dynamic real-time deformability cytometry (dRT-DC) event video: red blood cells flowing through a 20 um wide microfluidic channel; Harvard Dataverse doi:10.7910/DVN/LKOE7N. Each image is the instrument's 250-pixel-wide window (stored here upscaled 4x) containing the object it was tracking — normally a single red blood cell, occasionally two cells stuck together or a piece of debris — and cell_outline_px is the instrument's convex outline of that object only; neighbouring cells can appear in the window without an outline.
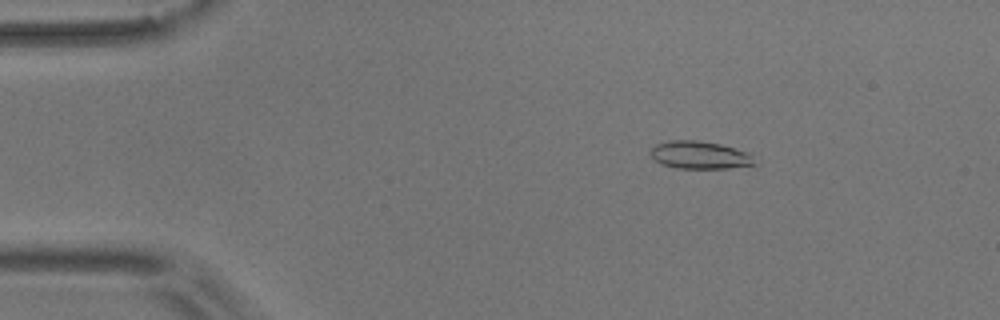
{"species": "common noctule bat (a hibernating species)", "species_latin": "Nyctalus noctula", "temperature_condition": "room temperature", "stored_images_in_passage": 47, "camera_frame_rate_fps": 3000, "um_per_image_px": 0.085, "animal": {"sex": "male", "body_mass_g": 17.9}, "frame": {"image": 1, "passage_image": 1, "time_ms": 0.0, "image_size_px": [1000, 320], "cell_outline_px": [[760, 164], [728, 168], [676, 168], [660, 164], [648, 152], [656, 144], [668, 140], [696, 140], [720, 144], [752, 152]], "centroid_in_image_um": [59.56, 13.18], "position_along_channel_um": 25.4, "area_um2": 17.22}}
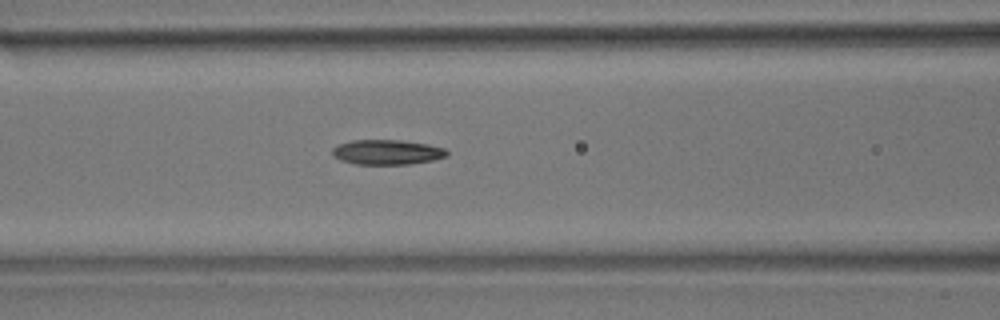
{"frame": {"image": 2, "passage_image": 15, "time_ms": 4.667, "image_size_px": [1000, 320], "cell_outline_px": [[448, 156], [432, 160], [408, 164], [356, 164], [340, 160], [332, 156], [332, 148], [336, 144], [352, 140], [400, 140], [428, 144], [444, 148], [448, 152]], "centroid_in_image_um": [32.86, 12.93], "position_along_channel_um": 133.7, "area_um2": 16.7}}
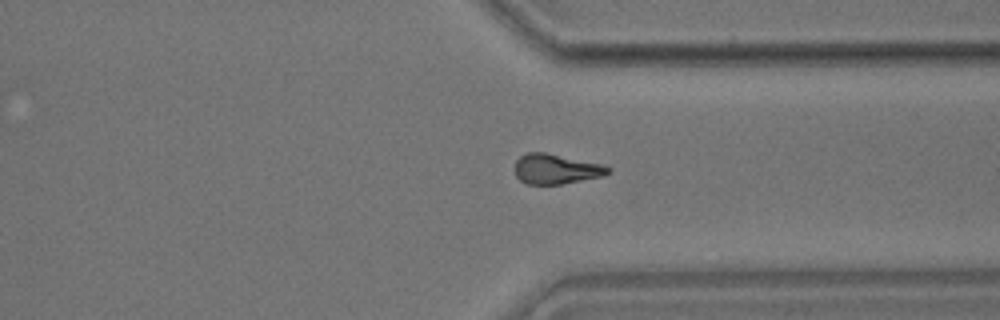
{"frame": {"image": 3, "passage_image": 34, "time_ms": 11.0, "image_size_px": [1000, 320], "cell_outline_px": [[612, 172], [604, 176], [560, 184], [528, 184], [520, 180], [516, 176], [516, 160], [520, 156], [528, 152], [544, 152], [604, 164], [612, 168]], "centroid_in_image_um": [47.32, 14.36], "position_along_channel_um": 364.1, "area_um2": 16.36}, "authors_computed_cell_mechanics": {"area_um2": 16.5308, "velocity_mm_per_s": 3.6427, "shape_relaxation_time_tau1_ms": 3.8577, "shape_relaxation_time_tau2_ms": 8.6428, "deformation_change_tau1": 0.1483, "deformation_change_tau2": 0.1609}}